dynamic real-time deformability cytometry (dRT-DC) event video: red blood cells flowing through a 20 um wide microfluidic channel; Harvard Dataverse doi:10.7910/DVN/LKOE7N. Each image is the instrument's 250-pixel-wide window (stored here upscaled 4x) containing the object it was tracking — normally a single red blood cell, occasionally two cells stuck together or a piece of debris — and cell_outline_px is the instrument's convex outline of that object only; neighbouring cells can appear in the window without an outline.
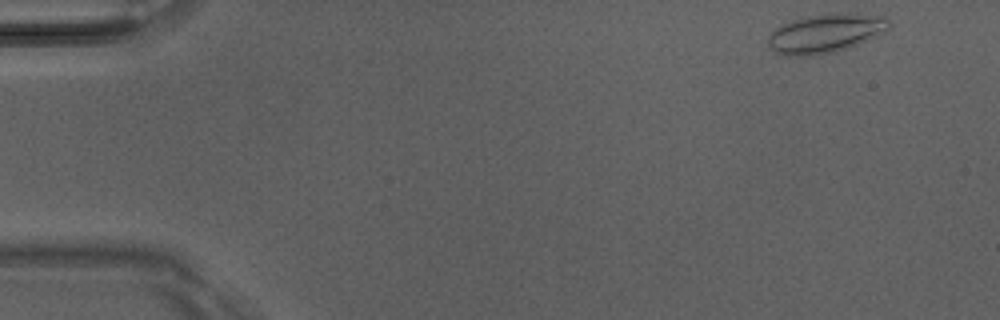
{"species": "Egyptian fruit bat (a non-hibernating species)", "species_latin": "Rousettus aegyptiacus", "temperature_condition": "room temperature", "stored_images_in_passage": 4, "camera_frame_rate_fps": 3000, "um_per_image_px": 0.085, "animal": {"sex": "male"}, "frame": {"image": 1, "passage_image": 1, "time_ms": 0.0, "image_size_px": [1000, 320], "cell_outline_px": [[892, 24], [888, 28], [856, 44], [836, 52], [812, 56], [788, 56], [776, 52], [768, 48], [768, 36], [776, 28], [792, 20], [812, 16], [884, 16]], "centroid_in_image_um": [70.05, 2.91], "position_along_channel_um": 15.0, "area_um2": 25.95}}